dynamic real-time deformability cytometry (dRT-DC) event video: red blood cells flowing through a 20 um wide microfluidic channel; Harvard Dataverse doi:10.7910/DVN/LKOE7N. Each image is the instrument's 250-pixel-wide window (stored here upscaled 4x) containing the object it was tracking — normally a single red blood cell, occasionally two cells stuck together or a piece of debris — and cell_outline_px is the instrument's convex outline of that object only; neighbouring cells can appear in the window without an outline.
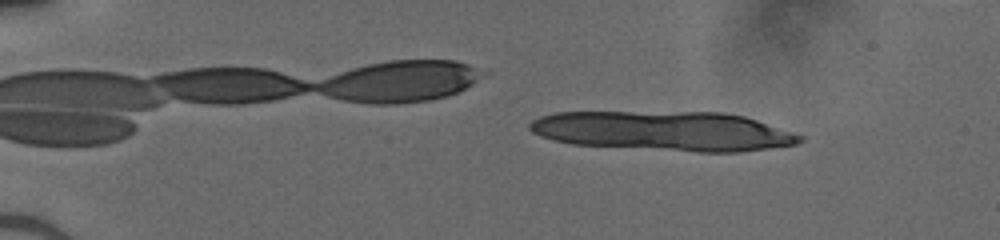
{"species": "human", "species_latin": "Homo sapiens", "temperature_condition": "cold", "stored_images_in_passage": 15, "camera_frame_rate_fps": 3000, "um_per_image_px": 0.085, "donor": {"sex": "male"}, "frame": {"image": 1, "passage_image": 7, "time_ms": 2.0, "image_size_px": [1000, 240], "cell_outline_px": [[804, 140], [796, 144], [740, 152], [696, 152], [572, 144], [552, 140], [540, 136], [532, 132], [528, 128], [528, 124], [532, 120], [540, 116], [556, 112], [724, 112], [744, 116], [804, 136]], "centroid_in_image_um": [56.4, 11.14], "position_along_channel_um": 28.6, "area_um2": 62.42}}